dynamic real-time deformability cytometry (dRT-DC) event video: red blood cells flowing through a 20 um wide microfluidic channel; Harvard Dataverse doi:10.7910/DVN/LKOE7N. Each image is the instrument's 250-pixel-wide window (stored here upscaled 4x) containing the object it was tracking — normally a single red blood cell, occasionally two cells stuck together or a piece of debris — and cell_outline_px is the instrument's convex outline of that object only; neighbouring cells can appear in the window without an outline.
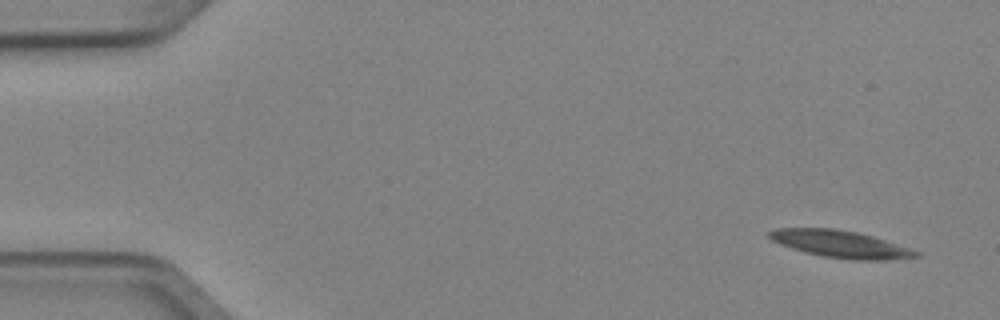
{"species": "Egyptian fruit bat (a non-hibernating species)", "species_latin": "Rousettus aegyptiacus", "temperature_condition": "cold", "stored_images_in_passage": 6, "camera_frame_rate_fps": 3000, "um_per_image_px": 0.085, "animal": {"sex": "female"}, "frame": {"image": 1, "passage_image": 1, "time_ms": 0.0, "image_size_px": [1000, 320], "cell_outline_px": [[920, 256], [884, 260], [852, 260], [820, 256], [792, 248], [780, 244], [772, 240], [764, 232], [776, 228], [832, 228], [856, 232], [872, 236], [912, 248], [920, 252]], "centroid_in_image_um": [71.42, 20.74], "position_along_channel_um": 13.6, "area_um2": 23.29}}
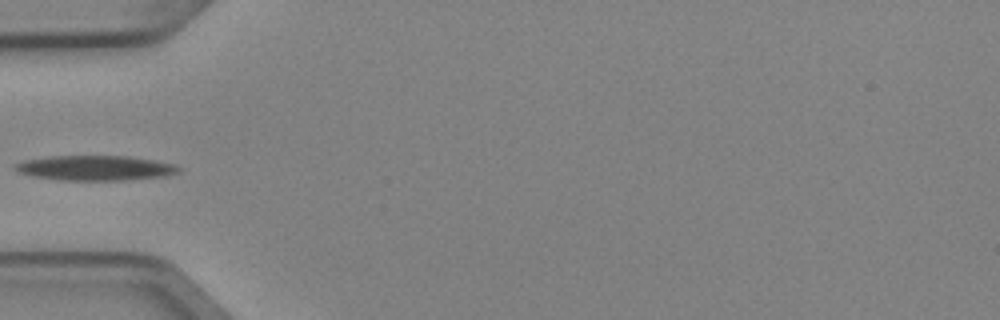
{"frame": {"image": 2, "passage_image": 5, "time_ms": 1.333, "image_size_px": [1000, 320], "cell_outline_px": [[180, 172], [168, 176], [128, 180], [60, 180], [36, 176], [20, 172], [12, 168], [12, 164], [24, 160], [48, 156], [128, 156], [156, 160], [176, 164], [180, 168]], "centroid_in_image_um": [8.14, 14.27], "position_along_channel_um": 76.9, "area_um2": 23.99}}
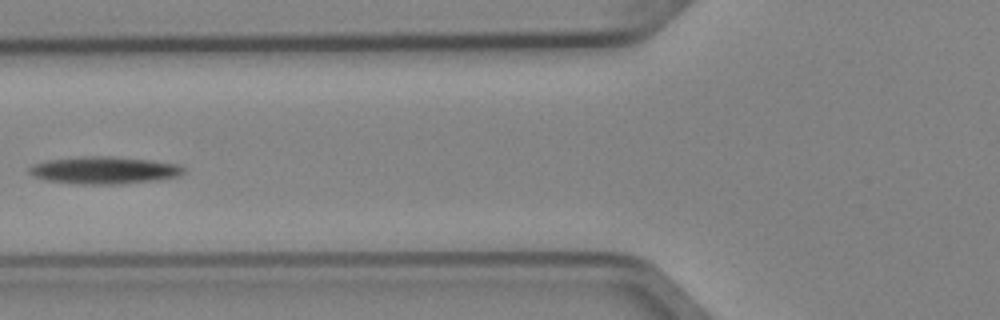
{"frame": {"image": 3, "passage_image": 6, "time_ms": 1.667, "image_size_px": [1000, 320], "cell_outline_px": [[184, 172], [180, 176], [160, 180], [120, 184], [76, 184], [44, 180], [32, 176], [28, 172], [28, 168], [32, 164], [48, 160], [88, 156], [112, 156], [152, 160], [180, 164], [184, 168]], "centroid_in_image_um": [8.87, 14.47], "position_along_channel_um": 116.9, "area_um2": 24.91}}